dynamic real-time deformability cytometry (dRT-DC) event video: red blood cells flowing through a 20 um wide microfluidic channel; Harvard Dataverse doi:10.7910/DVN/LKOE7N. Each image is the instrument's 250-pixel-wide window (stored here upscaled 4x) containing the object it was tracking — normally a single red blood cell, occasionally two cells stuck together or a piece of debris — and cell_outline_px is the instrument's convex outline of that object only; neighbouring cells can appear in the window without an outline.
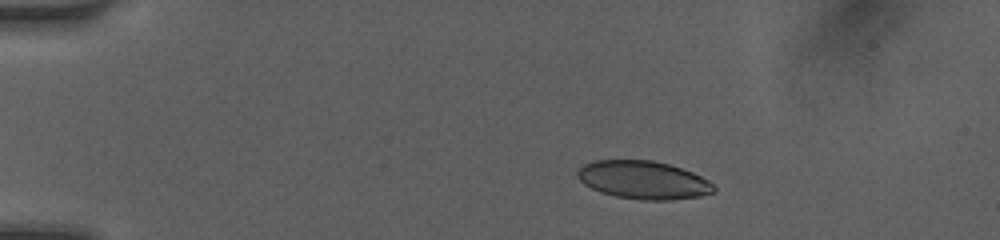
{"species": "human", "species_latin": "Homo sapiens", "temperature_condition": "room temperature", "stored_images_in_passage": 8, "camera_frame_rate_fps": 3000, "um_per_image_px": 0.085, "donor": {"sex": "female"}, "frame": {"image": 1, "passage_image": 2, "time_ms": 0.667, "image_size_px": [1000, 240], "cell_outline_px": [[716, 188], [712, 192], [700, 196], [672, 200], [640, 200], [616, 196], [600, 192], [584, 184], [576, 176], [576, 172], [584, 164], [592, 160], [652, 160], [668, 164], [692, 172], [708, 180]], "centroid_in_image_um": [54.65, 15.3], "position_along_channel_um": 30.3, "area_um2": 30.23}}
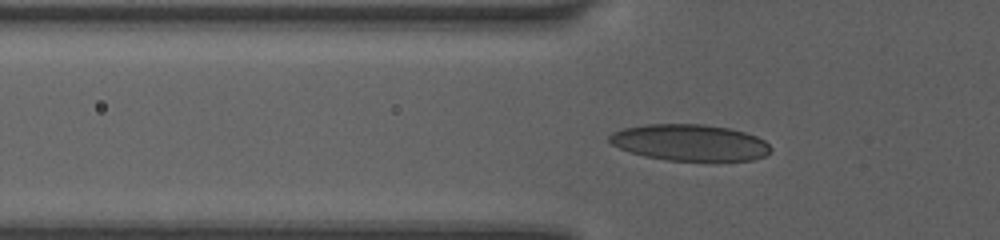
{"frame": {"image": 2, "passage_image": 7, "time_ms": 3.333, "image_size_px": [1000, 240], "cell_outline_px": [[772, 148], [764, 156], [752, 160], [668, 160], [644, 156], [620, 148], [612, 144], [608, 140], [608, 136], [612, 132], [624, 128], [648, 124], [704, 124], [728, 128], [744, 132], [756, 136], [764, 140]], "centroid_in_image_um": [58.62, 12.11], "position_along_channel_um": 67.2, "area_um2": 33.93}}